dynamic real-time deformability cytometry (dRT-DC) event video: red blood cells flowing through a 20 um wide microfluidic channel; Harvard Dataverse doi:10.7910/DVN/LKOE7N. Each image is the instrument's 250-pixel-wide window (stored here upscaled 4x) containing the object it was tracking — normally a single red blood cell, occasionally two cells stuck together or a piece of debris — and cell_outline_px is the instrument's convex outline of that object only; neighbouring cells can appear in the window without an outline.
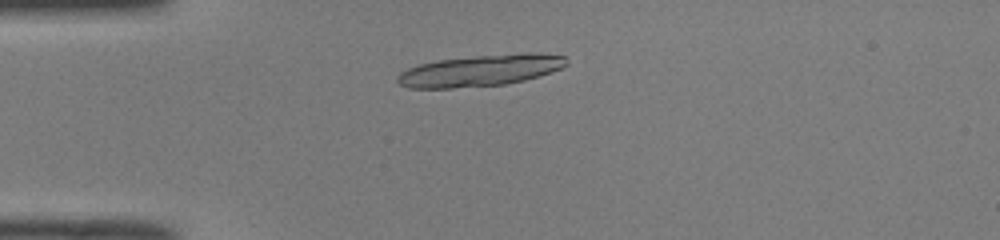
{"species": "common noctule bat (a hibernating species)", "species_latin": "Nyctalus noctula", "temperature_condition": "room temperature", "stored_images_in_passage": 38, "camera_frame_rate_fps": 3000, "um_per_image_px": 0.085, "animal": {"sex": "male", "body_mass_g": 19.0, "forearm_length_mm": 50.8}, "frame": {"image": 1, "passage_image": 1, "time_ms": 0.0, "image_size_px": [1000, 240], "cell_outline_px": [[568, 64], [560, 68], [524, 80], [504, 84], [452, 88], [408, 88], [400, 84], [396, 80], [396, 76], [400, 72], [408, 68], [420, 64], [440, 60], [476, 56], [528, 52], [540, 52], [564, 56]], "centroid_in_image_um": [40.8, 5.99], "position_along_channel_um": 44.2, "area_um2": 30.69}, "authors_computed_cell_mechanics": {"area_um2": 16.8198, "velocity_mm_per_s": 3.9989, "shape_relaxation_time_tau1_ms": 6.2999, "shape_relaxation_time_tau2_ms": 1.4608, "deformation_change_tau1": 0.2025, "deformation_change_tau2": 0.0623}}